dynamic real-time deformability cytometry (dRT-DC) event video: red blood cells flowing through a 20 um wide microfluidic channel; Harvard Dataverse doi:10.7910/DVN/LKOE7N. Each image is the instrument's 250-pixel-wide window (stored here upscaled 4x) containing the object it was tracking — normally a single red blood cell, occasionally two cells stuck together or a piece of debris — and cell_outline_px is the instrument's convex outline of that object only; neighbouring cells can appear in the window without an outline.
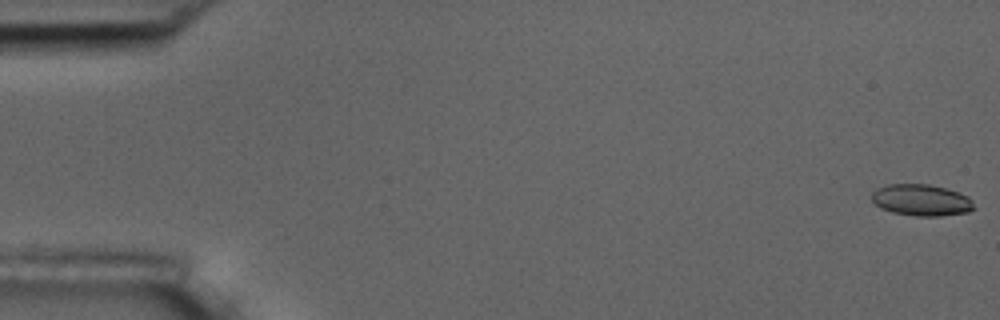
{"species": "common noctule bat (a hibernating species)", "species_latin": "Nyctalus noctula", "temperature_condition": "room temperature", "stored_images_in_passage": 44, "camera_frame_rate_fps": 3000, "um_per_image_px": 0.085, "animal": {"sex": "male", "body_mass_g": 17.5, "forearm_length_mm": 52.3}, "frame": {"image": 1, "passage_image": 1, "time_ms": 0.0, "image_size_px": [1000, 320], "cell_outline_px": [[976, 208], [968, 212], [940, 216], [916, 216], [892, 212], [880, 208], [872, 200], [872, 192], [876, 188], [888, 184], [928, 184], [944, 188], [968, 196], [972, 200]], "centroid_in_image_um": [78.31, 17.01], "position_along_channel_um": 6.7, "area_um2": 18.79}}
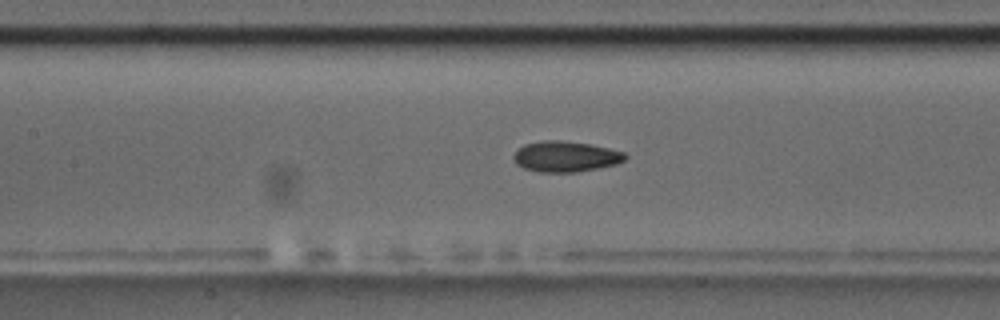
{"frame": {"image": 2, "passage_image": 26, "time_ms": 8.333, "image_size_px": [1000, 320], "cell_outline_px": [[628, 156], [624, 160], [616, 164], [576, 172], [536, 172], [524, 168], [516, 164], [512, 156], [524, 144], [544, 140], [560, 140], [592, 144], [624, 152]], "centroid_in_image_um": [48.06, 13.3], "position_along_channel_um": 159.3, "area_um2": 19.94}}
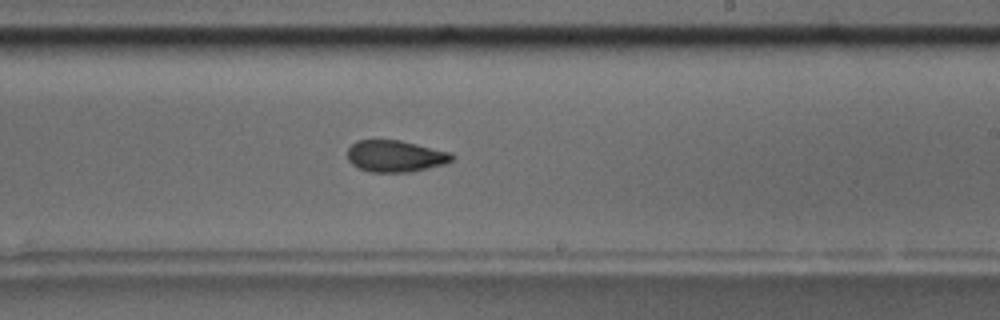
{"frame": {"image": 3, "passage_image": 34, "time_ms": 11.0, "image_size_px": [1000, 320], "cell_outline_px": [[456, 156], [452, 160], [444, 164], [412, 172], [372, 172], [360, 168], [352, 164], [348, 160], [348, 148], [356, 140], [400, 140], [448, 152]], "centroid_in_image_um": [33.59, 13.27], "position_along_channel_um": 255.4, "area_um2": 19.13}, "authors_computed_cell_mechanics": {"area_um2": 19.3341, "velocity_mm_per_s": 3.6293, "shape_relaxation_time_tau1_ms": 6.0891, "shape_relaxation_time_tau2_ms": 2.9052, "deformation_change_tau1": 0.1252, "deformation_change_tau2": 0.0924}}